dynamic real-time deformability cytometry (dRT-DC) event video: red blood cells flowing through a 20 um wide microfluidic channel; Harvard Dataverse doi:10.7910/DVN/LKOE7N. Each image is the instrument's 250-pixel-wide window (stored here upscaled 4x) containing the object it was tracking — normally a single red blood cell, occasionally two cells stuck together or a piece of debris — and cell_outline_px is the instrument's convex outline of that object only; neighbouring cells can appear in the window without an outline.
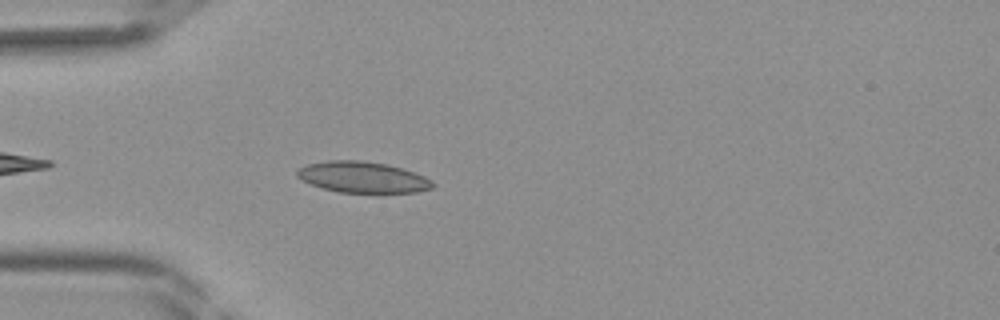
{"species": "Egyptian fruit bat (a non-hibernating species)", "species_latin": "Rousettus aegyptiacus", "temperature_condition": "room temperature", "stored_images_in_passage": 30, "camera_frame_rate_fps": 3000, "um_per_image_px": 0.085, "frame": {"image": 1, "passage_image": 3, "time_ms": 0.667, "image_size_px": [1000, 320], "cell_outline_px": [[436, 184], [432, 188], [416, 192], [340, 192], [324, 188], [312, 184], [296, 176], [296, 172], [300, 168], [308, 164], [328, 160], [360, 160], [388, 164], [424, 176], [432, 180]], "centroid_in_image_um": [30.85, 15.05], "position_along_channel_um": 54.2, "area_um2": 24.22}}
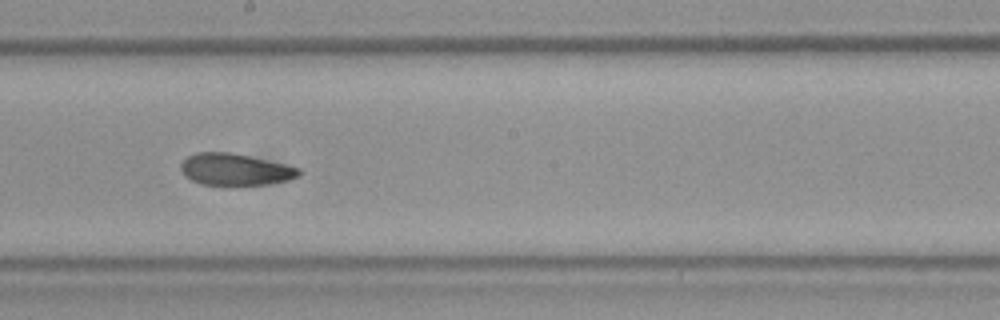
{"frame": {"image": 2, "passage_image": 14, "time_ms": 4.333, "image_size_px": [1000, 320], "cell_outline_px": [[304, 172], [300, 176], [268, 184], [200, 184], [184, 176], [180, 168], [180, 164], [188, 156], [196, 152], [232, 152], [284, 164], [300, 168]], "centroid_in_image_um": [19.98, 14.39], "position_along_channel_um": 228.2, "area_um2": 21.68}}
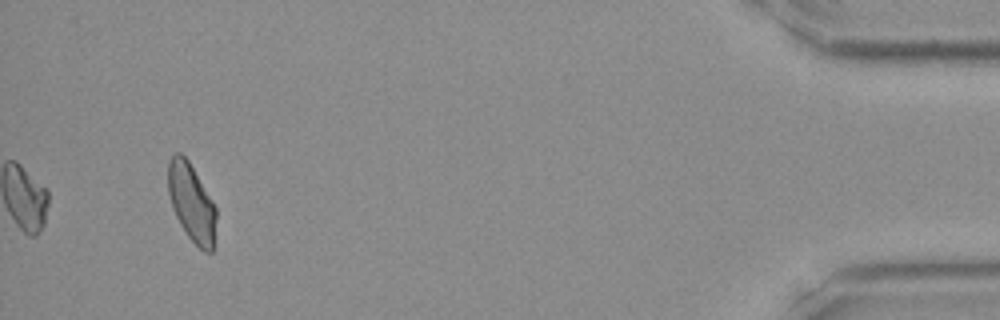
{"frame": {"image": 3, "passage_image": 30, "time_ms": 9.667, "image_size_px": [1000, 320], "cell_outline_px": [[216, 216], [212, 252], [204, 252], [188, 236], [180, 224], [172, 208], [168, 192], [168, 160], [176, 152], [180, 152], [188, 160], [212, 200], [216, 208]], "centroid_in_image_um": [16.26, 17.21], "position_along_channel_um": 418.9, "area_um2": 21.56}}